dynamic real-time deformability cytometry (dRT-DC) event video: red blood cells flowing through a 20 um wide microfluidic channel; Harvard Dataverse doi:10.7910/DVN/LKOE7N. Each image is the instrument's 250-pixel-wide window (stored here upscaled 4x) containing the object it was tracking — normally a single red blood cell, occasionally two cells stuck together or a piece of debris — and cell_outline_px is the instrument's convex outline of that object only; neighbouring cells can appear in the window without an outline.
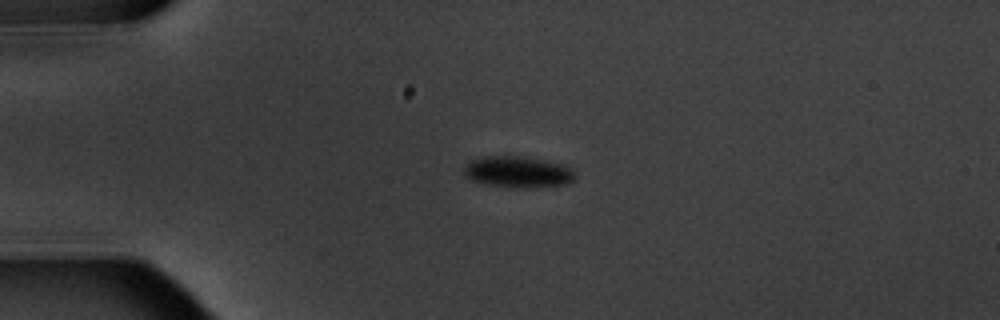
{"species": "common noctule bat (a hibernating species)", "species_latin": "Nyctalus noctula", "temperature_condition": "warm", "stored_images_in_passage": 3, "camera_frame_rate_fps": 3000, "um_per_image_px": 0.085, "animal": {"sex": "male", "body_mass_g": 20.1, "forearm_length_mm": 53.5}, "frame": {"image": 1, "passage_image": 1, "time_ms": 0.0, "image_size_px": [1000, 320], "cell_outline_px": [[576, 176], [568, 184], [524, 188], [516, 188], [492, 184], [472, 180], [464, 172], [464, 164], [472, 160], [484, 156], [516, 156], [564, 164], [572, 168], [576, 172]], "centroid_in_image_um": [44.07, 14.61], "position_along_channel_um": 40.9, "area_um2": 20.0}}
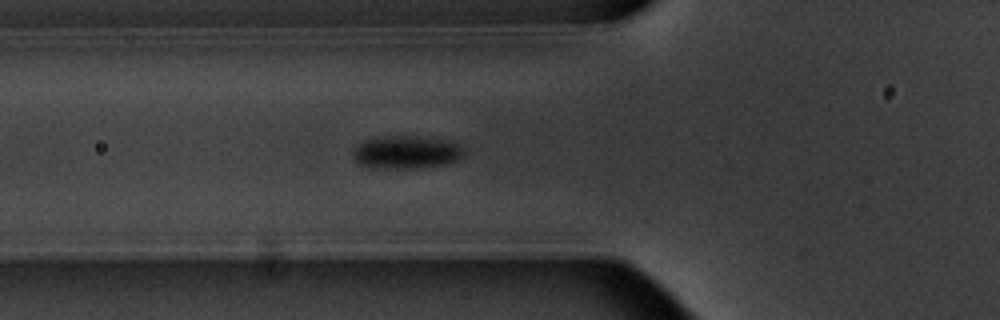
{"frame": {"image": 2, "passage_image": 3, "time_ms": 2.333, "image_size_px": [1000, 320], "cell_outline_px": [[464, 152], [456, 160], [444, 164], [416, 168], [368, 168], [360, 164], [352, 156], [352, 152], [356, 144], [368, 140], [396, 136], [404, 136], [448, 140], [456, 144]], "centroid_in_image_um": [34.47, 12.96], "position_along_channel_um": 91.3, "area_um2": 20.75}}